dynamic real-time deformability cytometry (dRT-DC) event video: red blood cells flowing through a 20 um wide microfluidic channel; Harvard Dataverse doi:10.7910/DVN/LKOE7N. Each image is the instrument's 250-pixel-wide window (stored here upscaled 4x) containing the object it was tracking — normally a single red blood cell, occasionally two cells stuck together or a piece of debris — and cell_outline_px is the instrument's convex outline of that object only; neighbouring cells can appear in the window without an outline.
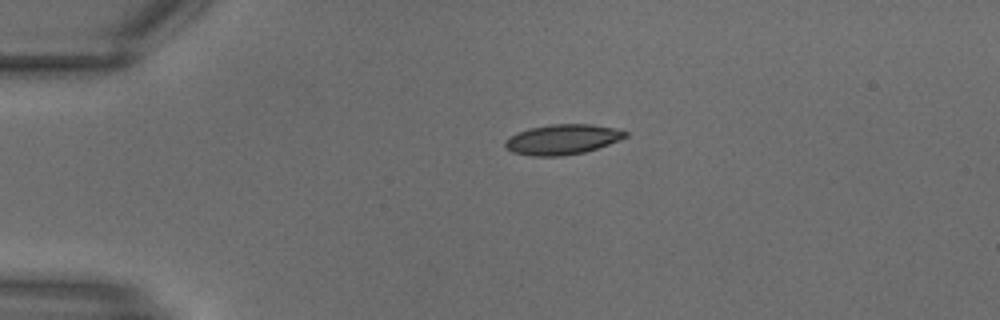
{"species": "common noctule bat (a hibernating species)", "species_latin": "Nyctalus noctula", "temperature_condition": "warm", "stored_images_in_passage": 9, "camera_frame_rate_fps": 3000, "um_per_image_px": 0.085, "animal": {"sex": "male", "body_mass_g": 18.8}, "frame": {"image": 1, "passage_image": 1, "time_ms": 0.0, "image_size_px": [1000, 320], "cell_outline_px": [[628, 136], [608, 144], [584, 152], [560, 156], [532, 156], [512, 152], [504, 148], [504, 140], [508, 136], [516, 132], [528, 128], [548, 124], [592, 124], [616, 128], [628, 132]], "centroid_in_image_um": [47.74, 11.84], "position_along_channel_um": 37.3, "area_um2": 21.33}}
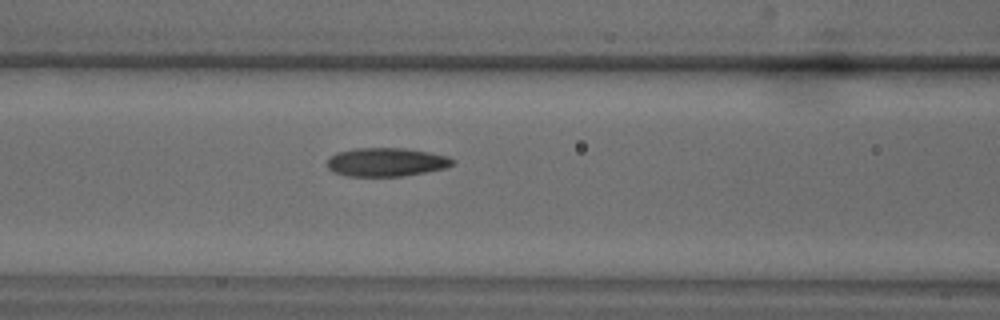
{"frame": {"image": 2, "passage_image": 7, "time_ms": 2.0, "image_size_px": [1000, 320], "cell_outline_px": [[456, 164], [448, 168], [404, 176], [348, 176], [332, 172], [328, 168], [328, 160], [336, 152], [352, 148], [404, 148], [428, 152], [448, 156], [456, 160]], "centroid_in_image_um": [32.88, 13.78], "position_along_channel_um": 133.7, "area_um2": 21.15}}
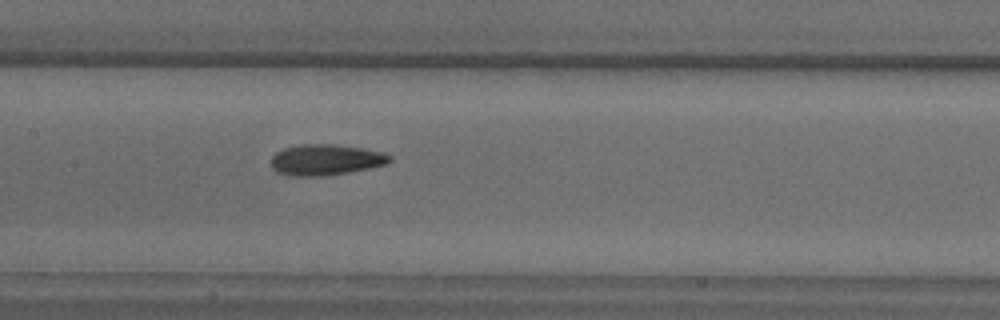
{"frame": {"image": 3, "passage_image": 9, "time_ms": 2.667, "image_size_px": [1000, 320], "cell_outline_px": [[392, 160], [388, 164], [348, 172], [324, 176], [288, 176], [276, 172], [272, 168], [272, 156], [276, 152], [284, 148], [300, 144], [336, 144], [364, 148], [384, 152], [392, 156]], "centroid_in_image_um": [27.7, 13.58], "position_along_channel_um": 179.7, "area_um2": 21.62}}